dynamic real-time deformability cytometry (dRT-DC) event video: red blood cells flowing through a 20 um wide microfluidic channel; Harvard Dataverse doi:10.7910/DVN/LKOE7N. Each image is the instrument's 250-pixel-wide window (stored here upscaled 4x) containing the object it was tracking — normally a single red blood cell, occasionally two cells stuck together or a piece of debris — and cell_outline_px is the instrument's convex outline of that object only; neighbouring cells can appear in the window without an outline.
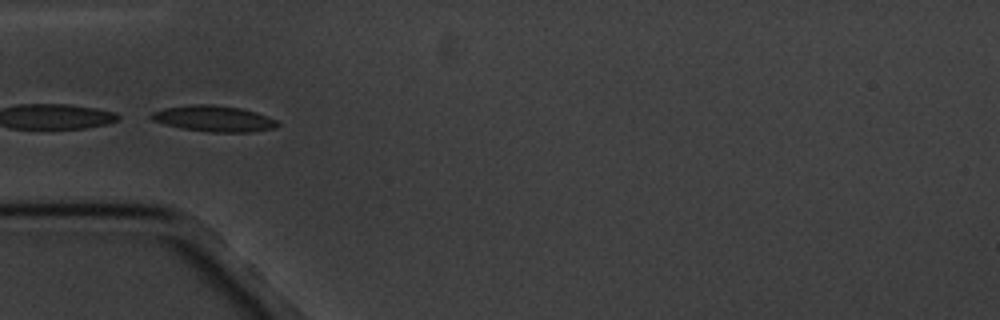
{"species": "common noctule bat (a hibernating species)", "species_latin": "Nyctalus noctula", "temperature_condition": "cold", "stored_images_in_passage": 8, "camera_frame_rate_fps": 3000, "um_per_image_px": 0.085, "animal": {"sex": "male", "body_mass_g": 20.1, "forearm_length_mm": 53.5}, "frame": {"image": 1, "passage_image": 5, "time_ms": 4.667, "image_size_px": [1000, 320], "cell_outline_px": [[280, 124], [276, 128], [252, 132], [212, 132], [180, 128], [164, 124], [152, 120], [148, 116], [152, 112], [164, 108], [196, 104], [212, 104], [240, 108], [256, 112], [268, 116], [276, 120]], "centroid_in_image_um": [18.18, 10.09], "position_along_channel_um": 66.8, "area_um2": 19.19}}
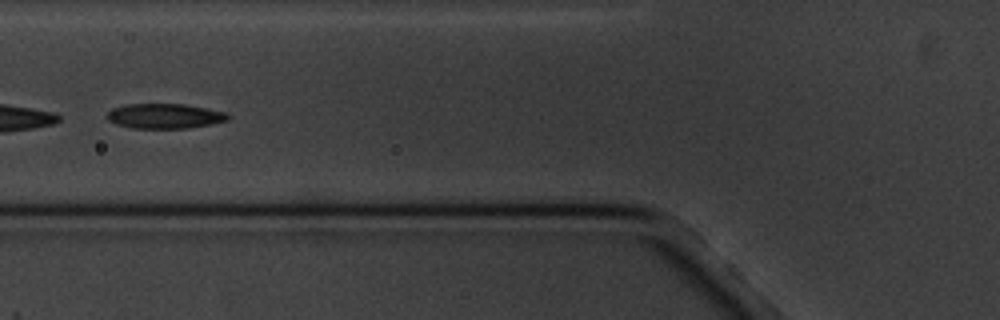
{"frame": {"image": 2, "passage_image": 6, "time_ms": 6.0, "image_size_px": [1000, 320], "cell_outline_px": [[228, 120], [188, 128], [132, 128], [116, 124], [108, 120], [104, 116], [112, 108], [124, 104], [184, 104], [228, 112]], "centroid_in_image_um": [13.95, 9.85], "position_along_channel_um": 111.9, "area_um2": 17.57}}